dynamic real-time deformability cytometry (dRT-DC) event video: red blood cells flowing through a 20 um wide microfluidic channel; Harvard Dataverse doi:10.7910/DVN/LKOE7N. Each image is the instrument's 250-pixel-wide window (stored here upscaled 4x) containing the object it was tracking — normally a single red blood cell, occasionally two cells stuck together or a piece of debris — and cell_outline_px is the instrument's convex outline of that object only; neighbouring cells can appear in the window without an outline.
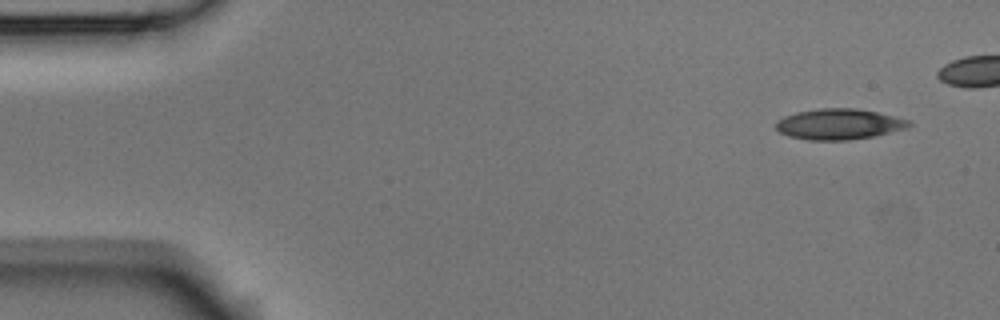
{"species": "Egyptian fruit bat (a non-hibernating species)", "species_latin": "Rousettus aegyptiacus", "temperature_condition": "room temperature", "stored_images_in_passage": 5, "camera_frame_rate_fps": 3000, "um_per_image_px": 0.085, "animal": {"sex": "male"}, "frame": {"image": 1, "passage_image": 1, "time_ms": 0.0, "image_size_px": [1000, 320], "cell_outline_px": [[912, 124], [908, 128], [872, 136], [848, 140], [808, 140], [788, 136], [780, 132], [776, 128], [776, 120], [784, 116], [796, 112], [820, 108], [856, 108], [880, 112], [912, 120]], "centroid_in_image_um": [71.34, 10.54], "position_along_channel_um": 13.7, "area_um2": 24.04}}